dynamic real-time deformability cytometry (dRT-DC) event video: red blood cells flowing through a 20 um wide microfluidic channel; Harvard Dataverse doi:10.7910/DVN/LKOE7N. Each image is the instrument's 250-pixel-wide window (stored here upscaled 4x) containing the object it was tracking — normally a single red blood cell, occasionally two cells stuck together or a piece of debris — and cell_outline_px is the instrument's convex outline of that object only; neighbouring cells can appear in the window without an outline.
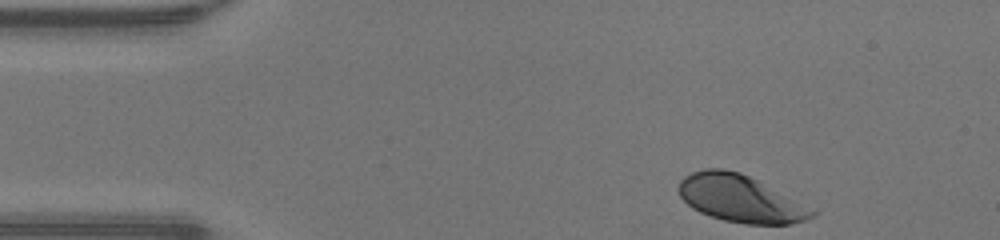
{"species": "human", "species_latin": "Homo sapiens", "temperature_condition": "warm", "stored_images_in_passage": 33, "camera_frame_rate_fps": 3000, "um_per_image_px": 0.085, "donor": {"sex": "male"}, "frame": {"image": 1, "passage_image": 1, "time_ms": 0.0, "image_size_px": [1000, 240], "cell_outline_px": [[820, 212], [816, 216], [804, 220], [788, 224], [744, 224], [724, 220], [700, 212], [692, 208], [680, 196], [676, 188], [680, 180], [684, 176], [692, 172], [704, 168], [724, 168], [740, 172]], "centroid_in_image_um": [62.9, 16.88], "position_along_channel_um": 22.1, "area_um2": 36.53}}
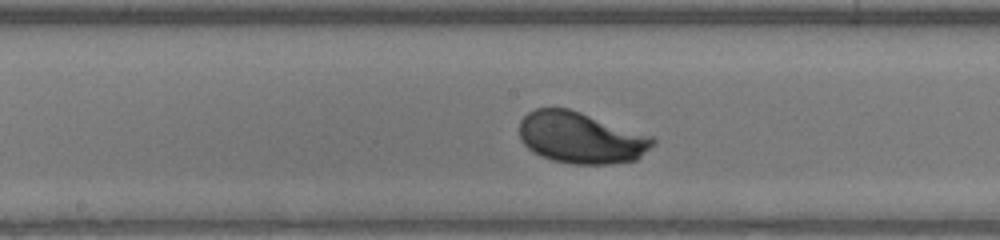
{"frame": {"image": 2, "passage_image": 19, "time_ms": 6.0, "image_size_px": [1000, 240], "cell_outline_px": [[656, 140], [636, 160], [608, 164], [572, 164], [552, 160], [540, 156], [532, 152], [520, 140], [520, 120], [528, 112], [536, 108], [568, 108], [652, 136]], "centroid_in_image_um": [49.33, 11.71], "position_along_channel_um": 198.9, "area_um2": 39.71}}
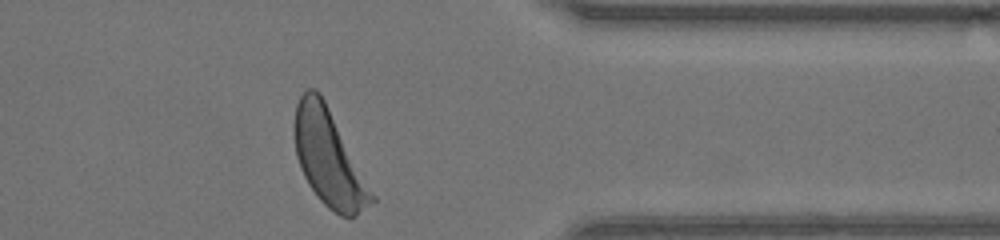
{"frame": {"image": 3, "passage_image": 33, "time_ms": 10.667, "image_size_px": [1000, 240], "cell_outline_px": [[376, 200], [352, 216], [340, 216], [328, 208], [320, 200], [308, 184], [300, 168], [296, 156], [292, 132], [292, 128], [296, 104], [300, 96], [308, 88], [316, 88], [320, 92], [376, 196]], "centroid_in_image_um": [27.9, 13.4], "position_along_channel_um": 383.5, "area_um2": 43.12}, "authors_computed_cell_mechanics": {"area_um2": 39.304, "velocity_mm_per_s": 4.2997, "shape_relaxation_time_tau1_ms": 1.8732, "shape_relaxation_time_tau2_ms": null, "deformation_change_tau1": 0.1582, "deformation_change_tau2": null}}